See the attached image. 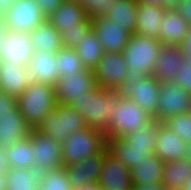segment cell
<instances>
[{
	"label": "cell",
	"mask_w": 191,
	"mask_h": 190,
	"mask_svg": "<svg viewBox=\"0 0 191 190\" xmlns=\"http://www.w3.org/2000/svg\"><path fill=\"white\" fill-rule=\"evenodd\" d=\"M111 123L105 132L106 139H117L148 126L154 119L130 99L111 109Z\"/></svg>",
	"instance_id": "cell-7"
},
{
	"label": "cell",
	"mask_w": 191,
	"mask_h": 190,
	"mask_svg": "<svg viewBox=\"0 0 191 190\" xmlns=\"http://www.w3.org/2000/svg\"><path fill=\"white\" fill-rule=\"evenodd\" d=\"M165 162L152 154L130 171L133 186L161 184Z\"/></svg>",
	"instance_id": "cell-26"
},
{
	"label": "cell",
	"mask_w": 191,
	"mask_h": 190,
	"mask_svg": "<svg viewBox=\"0 0 191 190\" xmlns=\"http://www.w3.org/2000/svg\"><path fill=\"white\" fill-rule=\"evenodd\" d=\"M13 1L14 0H0V16L11 7Z\"/></svg>",
	"instance_id": "cell-46"
},
{
	"label": "cell",
	"mask_w": 191,
	"mask_h": 190,
	"mask_svg": "<svg viewBox=\"0 0 191 190\" xmlns=\"http://www.w3.org/2000/svg\"><path fill=\"white\" fill-rule=\"evenodd\" d=\"M191 95L175 83H161L155 120L164 122L172 116L189 112Z\"/></svg>",
	"instance_id": "cell-11"
},
{
	"label": "cell",
	"mask_w": 191,
	"mask_h": 190,
	"mask_svg": "<svg viewBox=\"0 0 191 190\" xmlns=\"http://www.w3.org/2000/svg\"><path fill=\"white\" fill-rule=\"evenodd\" d=\"M64 0H36L46 19L59 8Z\"/></svg>",
	"instance_id": "cell-40"
},
{
	"label": "cell",
	"mask_w": 191,
	"mask_h": 190,
	"mask_svg": "<svg viewBox=\"0 0 191 190\" xmlns=\"http://www.w3.org/2000/svg\"><path fill=\"white\" fill-rule=\"evenodd\" d=\"M0 21L7 31L31 33L47 19L36 0H14Z\"/></svg>",
	"instance_id": "cell-9"
},
{
	"label": "cell",
	"mask_w": 191,
	"mask_h": 190,
	"mask_svg": "<svg viewBox=\"0 0 191 190\" xmlns=\"http://www.w3.org/2000/svg\"><path fill=\"white\" fill-rule=\"evenodd\" d=\"M7 32L8 31L5 29L4 24L0 21V52Z\"/></svg>",
	"instance_id": "cell-47"
},
{
	"label": "cell",
	"mask_w": 191,
	"mask_h": 190,
	"mask_svg": "<svg viewBox=\"0 0 191 190\" xmlns=\"http://www.w3.org/2000/svg\"><path fill=\"white\" fill-rule=\"evenodd\" d=\"M91 22L104 52L121 53L124 50L131 34L123 26L112 23L105 16L91 19Z\"/></svg>",
	"instance_id": "cell-14"
},
{
	"label": "cell",
	"mask_w": 191,
	"mask_h": 190,
	"mask_svg": "<svg viewBox=\"0 0 191 190\" xmlns=\"http://www.w3.org/2000/svg\"><path fill=\"white\" fill-rule=\"evenodd\" d=\"M6 190H39V174L32 169L7 168Z\"/></svg>",
	"instance_id": "cell-32"
},
{
	"label": "cell",
	"mask_w": 191,
	"mask_h": 190,
	"mask_svg": "<svg viewBox=\"0 0 191 190\" xmlns=\"http://www.w3.org/2000/svg\"><path fill=\"white\" fill-rule=\"evenodd\" d=\"M175 11L191 25V0H180Z\"/></svg>",
	"instance_id": "cell-41"
},
{
	"label": "cell",
	"mask_w": 191,
	"mask_h": 190,
	"mask_svg": "<svg viewBox=\"0 0 191 190\" xmlns=\"http://www.w3.org/2000/svg\"><path fill=\"white\" fill-rule=\"evenodd\" d=\"M131 190H166L162 184L151 186H133Z\"/></svg>",
	"instance_id": "cell-43"
},
{
	"label": "cell",
	"mask_w": 191,
	"mask_h": 190,
	"mask_svg": "<svg viewBox=\"0 0 191 190\" xmlns=\"http://www.w3.org/2000/svg\"><path fill=\"white\" fill-rule=\"evenodd\" d=\"M47 20L61 35L63 47L68 49L74 50L81 38L92 29L84 6L67 0Z\"/></svg>",
	"instance_id": "cell-2"
},
{
	"label": "cell",
	"mask_w": 191,
	"mask_h": 190,
	"mask_svg": "<svg viewBox=\"0 0 191 190\" xmlns=\"http://www.w3.org/2000/svg\"><path fill=\"white\" fill-rule=\"evenodd\" d=\"M32 130L20 111L16 114L0 115V149L5 150L10 145L24 140Z\"/></svg>",
	"instance_id": "cell-21"
},
{
	"label": "cell",
	"mask_w": 191,
	"mask_h": 190,
	"mask_svg": "<svg viewBox=\"0 0 191 190\" xmlns=\"http://www.w3.org/2000/svg\"><path fill=\"white\" fill-rule=\"evenodd\" d=\"M29 83L26 66H18L0 60V91L17 99L26 90Z\"/></svg>",
	"instance_id": "cell-25"
},
{
	"label": "cell",
	"mask_w": 191,
	"mask_h": 190,
	"mask_svg": "<svg viewBox=\"0 0 191 190\" xmlns=\"http://www.w3.org/2000/svg\"><path fill=\"white\" fill-rule=\"evenodd\" d=\"M77 190H102L98 183H89Z\"/></svg>",
	"instance_id": "cell-49"
},
{
	"label": "cell",
	"mask_w": 191,
	"mask_h": 190,
	"mask_svg": "<svg viewBox=\"0 0 191 190\" xmlns=\"http://www.w3.org/2000/svg\"><path fill=\"white\" fill-rule=\"evenodd\" d=\"M93 73L97 86L116 90L125 81L129 72L122 53L105 52Z\"/></svg>",
	"instance_id": "cell-13"
},
{
	"label": "cell",
	"mask_w": 191,
	"mask_h": 190,
	"mask_svg": "<svg viewBox=\"0 0 191 190\" xmlns=\"http://www.w3.org/2000/svg\"><path fill=\"white\" fill-rule=\"evenodd\" d=\"M180 0H163L165 10H175Z\"/></svg>",
	"instance_id": "cell-44"
},
{
	"label": "cell",
	"mask_w": 191,
	"mask_h": 190,
	"mask_svg": "<svg viewBox=\"0 0 191 190\" xmlns=\"http://www.w3.org/2000/svg\"><path fill=\"white\" fill-rule=\"evenodd\" d=\"M161 83L155 76L140 77L128 73L125 81L116 91L124 99H130L155 120L156 106L159 101Z\"/></svg>",
	"instance_id": "cell-6"
},
{
	"label": "cell",
	"mask_w": 191,
	"mask_h": 190,
	"mask_svg": "<svg viewBox=\"0 0 191 190\" xmlns=\"http://www.w3.org/2000/svg\"><path fill=\"white\" fill-rule=\"evenodd\" d=\"M173 83L191 95V57L184 58L183 64L178 70Z\"/></svg>",
	"instance_id": "cell-37"
},
{
	"label": "cell",
	"mask_w": 191,
	"mask_h": 190,
	"mask_svg": "<svg viewBox=\"0 0 191 190\" xmlns=\"http://www.w3.org/2000/svg\"><path fill=\"white\" fill-rule=\"evenodd\" d=\"M160 24L157 39L163 46H180L190 31V25L175 10H166Z\"/></svg>",
	"instance_id": "cell-23"
},
{
	"label": "cell",
	"mask_w": 191,
	"mask_h": 190,
	"mask_svg": "<svg viewBox=\"0 0 191 190\" xmlns=\"http://www.w3.org/2000/svg\"><path fill=\"white\" fill-rule=\"evenodd\" d=\"M62 166L69 167L106 150L105 133L90 127L70 134L61 143Z\"/></svg>",
	"instance_id": "cell-4"
},
{
	"label": "cell",
	"mask_w": 191,
	"mask_h": 190,
	"mask_svg": "<svg viewBox=\"0 0 191 190\" xmlns=\"http://www.w3.org/2000/svg\"><path fill=\"white\" fill-rule=\"evenodd\" d=\"M87 127L83 117L69 106L57 104L36 129L44 137L63 143L70 134Z\"/></svg>",
	"instance_id": "cell-8"
},
{
	"label": "cell",
	"mask_w": 191,
	"mask_h": 190,
	"mask_svg": "<svg viewBox=\"0 0 191 190\" xmlns=\"http://www.w3.org/2000/svg\"><path fill=\"white\" fill-rule=\"evenodd\" d=\"M165 11L162 6L138 3L135 34L157 39Z\"/></svg>",
	"instance_id": "cell-24"
},
{
	"label": "cell",
	"mask_w": 191,
	"mask_h": 190,
	"mask_svg": "<svg viewBox=\"0 0 191 190\" xmlns=\"http://www.w3.org/2000/svg\"><path fill=\"white\" fill-rule=\"evenodd\" d=\"M97 87L92 70L85 69L68 77H60L55 87L56 101L58 104L70 107L83 97L86 91L95 90Z\"/></svg>",
	"instance_id": "cell-12"
},
{
	"label": "cell",
	"mask_w": 191,
	"mask_h": 190,
	"mask_svg": "<svg viewBox=\"0 0 191 190\" xmlns=\"http://www.w3.org/2000/svg\"><path fill=\"white\" fill-rule=\"evenodd\" d=\"M29 35L34 52L57 53L63 47L61 35L48 20Z\"/></svg>",
	"instance_id": "cell-27"
},
{
	"label": "cell",
	"mask_w": 191,
	"mask_h": 190,
	"mask_svg": "<svg viewBox=\"0 0 191 190\" xmlns=\"http://www.w3.org/2000/svg\"><path fill=\"white\" fill-rule=\"evenodd\" d=\"M56 53L34 52L26 64V75L30 83L36 82L57 86L60 75L57 72Z\"/></svg>",
	"instance_id": "cell-15"
},
{
	"label": "cell",
	"mask_w": 191,
	"mask_h": 190,
	"mask_svg": "<svg viewBox=\"0 0 191 190\" xmlns=\"http://www.w3.org/2000/svg\"><path fill=\"white\" fill-rule=\"evenodd\" d=\"M184 61L180 46H162L153 68V76L160 83H173Z\"/></svg>",
	"instance_id": "cell-20"
},
{
	"label": "cell",
	"mask_w": 191,
	"mask_h": 190,
	"mask_svg": "<svg viewBox=\"0 0 191 190\" xmlns=\"http://www.w3.org/2000/svg\"><path fill=\"white\" fill-rule=\"evenodd\" d=\"M69 2H74L76 4H79V5H83L84 7L89 3L91 2V0H67Z\"/></svg>",
	"instance_id": "cell-53"
},
{
	"label": "cell",
	"mask_w": 191,
	"mask_h": 190,
	"mask_svg": "<svg viewBox=\"0 0 191 190\" xmlns=\"http://www.w3.org/2000/svg\"><path fill=\"white\" fill-rule=\"evenodd\" d=\"M187 144L175 135L168 126L160 122L158 138L153 154L165 163L169 161H180L184 159Z\"/></svg>",
	"instance_id": "cell-19"
},
{
	"label": "cell",
	"mask_w": 191,
	"mask_h": 190,
	"mask_svg": "<svg viewBox=\"0 0 191 190\" xmlns=\"http://www.w3.org/2000/svg\"><path fill=\"white\" fill-rule=\"evenodd\" d=\"M188 113L191 115V99H190V105H189V112Z\"/></svg>",
	"instance_id": "cell-54"
},
{
	"label": "cell",
	"mask_w": 191,
	"mask_h": 190,
	"mask_svg": "<svg viewBox=\"0 0 191 190\" xmlns=\"http://www.w3.org/2000/svg\"><path fill=\"white\" fill-rule=\"evenodd\" d=\"M139 4H151L163 7V0H136Z\"/></svg>",
	"instance_id": "cell-48"
},
{
	"label": "cell",
	"mask_w": 191,
	"mask_h": 190,
	"mask_svg": "<svg viewBox=\"0 0 191 190\" xmlns=\"http://www.w3.org/2000/svg\"><path fill=\"white\" fill-rule=\"evenodd\" d=\"M39 190H73L65 167L39 174Z\"/></svg>",
	"instance_id": "cell-35"
},
{
	"label": "cell",
	"mask_w": 191,
	"mask_h": 190,
	"mask_svg": "<svg viewBox=\"0 0 191 190\" xmlns=\"http://www.w3.org/2000/svg\"><path fill=\"white\" fill-rule=\"evenodd\" d=\"M181 190H191V175L187 181H184L183 187Z\"/></svg>",
	"instance_id": "cell-52"
},
{
	"label": "cell",
	"mask_w": 191,
	"mask_h": 190,
	"mask_svg": "<svg viewBox=\"0 0 191 190\" xmlns=\"http://www.w3.org/2000/svg\"><path fill=\"white\" fill-rule=\"evenodd\" d=\"M7 170V161L5 151L0 149V173H5Z\"/></svg>",
	"instance_id": "cell-45"
},
{
	"label": "cell",
	"mask_w": 191,
	"mask_h": 190,
	"mask_svg": "<svg viewBox=\"0 0 191 190\" xmlns=\"http://www.w3.org/2000/svg\"><path fill=\"white\" fill-rule=\"evenodd\" d=\"M32 152L34 154L35 171L45 173L62 166L61 143L44 137L37 130L30 132Z\"/></svg>",
	"instance_id": "cell-10"
},
{
	"label": "cell",
	"mask_w": 191,
	"mask_h": 190,
	"mask_svg": "<svg viewBox=\"0 0 191 190\" xmlns=\"http://www.w3.org/2000/svg\"><path fill=\"white\" fill-rule=\"evenodd\" d=\"M184 160L191 163V144L187 145L186 152H185V155H184Z\"/></svg>",
	"instance_id": "cell-51"
},
{
	"label": "cell",
	"mask_w": 191,
	"mask_h": 190,
	"mask_svg": "<svg viewBox=\"0 0 191 190\" xmlns=\"http://www.w3.org/2000/svg\"><path fill=\"white\" fill-rule=\"evenodd\" d=\"M6 154L7 168L35 170L34 154L32 152L30 135L24 140L10 145L4 150Z\"/></svg>",
	"instance_id": "cell-30"
},
{
	"label": "cell",
	"mask_w": 191,
	"mask_h": 190,
	"mask_svg": "<svg viewBox=\"0 0 191 190\" xmlns=\"http://www.w3.org/2000/svg\"><path fill=\"white\" fill-rule=\"evenodd\" d=\"M106 149L113 158L119 160L129 171L147 160L154 150L131 148L129 142L123 137L106 139Z\"/></svg>",
	"instance_id": "cell-22"
},
{
	"label": "cell",
	"mask_w": 191,
	"mask_h": 190,
	"mask_svg": "<svg viewBox=\"0 0 191 190\" xmlns=\"http://www.w3.org/2000/svg\"><path fill=\"white\" fill-rule=\"evenodd\" d=\"M137 5L136 0H115L105 17L112 23L123 26L131 35L135 34Z\"/></svg>",
	"instance_id": "cell-28"
},
{
	"label": "cell",
	"mask_w": 191,
	"mask_h": 190,
	"mask_svg": "<svg viewBox=\"0 0 191 190\" xmlns=\"http://www.w3.org/2000/svg\"><path fill=\"white\" fill-rule=\"evenodd\" d=\"M0 190H6V175L0 173Z\"/></svg>",
	"instance_id": "cell-50"
},
{
	"label": "cell",
	"mask_w": 191,
	"mask_h": 190,
	"mask_svg": "<svg viewBox=\"0 0 191 190\" xmlns=\"http://www.w3.org/2000/svg\"><path fill=\"white\" fill-rule=\"evenodd\" d=\"M184 58H190L191 57V25H190V31L185 39V41L180 45Z\"/></svg>",
	"instance_id": "cell-42"
},
{
	"label": "cell",
	"mask_w": 191,
	"mask_h": 190,
	"mask_svg": "<svg viewBox=\"0 0 191 190\" xmlns=\"http://www.w3.org/2000/svg\"><path fill=\"white\" fill-rule=\"evenodd\" d=\"M115 0H91L84 8L90 19L105 16Z\"/></svg>",
	"instance_id": "cell-38"
},
{
	"label": "cell",
	"mask_w": 191,
	"mask_h": 190,
	"mask_svg": "<svg viewBox=\"0 0 191 190\" xmlns=\"http://www.w3.org/2000/svg\"><path fill=\"white\" fill-rule=\"evenodd\" d=\"M18 111L17 99L0 91V115L16 114Z\"/></svg>",
	"instance_id": "cell-39"
},
{
	"label": "cell",
	"mask_w": 191,
	"mask_h": 190,
	"mask_svg": "<svg viewBox=\"0 0 191 190\" xmlns=\"http://www.w3.org/2000/svg\"><path fill=\"white\" fill-rule=\"evenodd\" d=\"M158 39L132 34L121 52L129 73L140 77L153 76V68L162 48Z\"/></svg>",
	"instance_id": "cell-5"
},
{
	"label": "cell",
	"mask_w": 191,
	"mask_h": 190,
	"mask_svg": "<svg viewBox=\"0 0 191 190\" xmlns=\"http://www.w3.org/2000/svg\"><path fill=\"white\" fill-rule=\"evenodd\" d=\"M191 175V163L186 160L165 163L161 184L166 190H181Z\"/></svg>",
	"instance_id": "cell-31"
},
{
	"label": "cell",
	"mask_w": 191,
	"mask_h": 190,
	"mask_svg": "<svg viewBox=\"0 0 191 190\" xmlns=\"http://www.w3.org/2000/svg\"><path fill=\"white\" fill-rule=\"evenodd\" d=\"M55 61L58 63L56 69L60 77H68V75L80 73L85 70L81 59L73 49L62 47L56 53Z\"/></svg>",
	"instance_id": "cell-34"
},
{
	"label": "cell",
	"mask_w": 191,
	"mask_h": 190,
	"mask_svg": "<svg viewBox=\"0 0 191 190\" xmlns=\"http://www.w3.org/2000/svg\"><path fill=\"white\" fill-rule=\"evenodd\" d=\"M122 98L116 90L98 86L95 90L86 91L70 107L83 117L87 127L105 133L111 123V109L119 105Z\"/></svg>",
	"instance_id": "cell-1"
},
{
	"label": "cell",
	"mask_w": 191,
	"mask_h": 190,
	"mask_svg": "<svg viewBox=\"0 0 191 190\" xmlns=\"http://www.w3.org/2000/svg\"><path fill=\"white\" fill-rule=\"evenodd\" d=\"M160 122L153 120L148 126L129 133L123 138L129 142L131 148L154 149L158 138Z\"/></svg>",
	"instance_id": "cell-33"
},
{
	"label": "cell",
	"mask_w": 191,
	"mask_h": 190,
	"mask_svg": "<svg viewBox=\"0 0 191 190\" xmlns=\"http://www.w3.org/2000/svg\"><path fill=\"white\" fill-rule=\"evenodd\" d=\"M163 123L187 145L191 144V115L189 113L172 116Z\"/></svg>",
	"instance_id": "cell-36"
},
{
	"label": "cell",
	"mask_w": 191,
	"mask_h": 190,
	"mask_svg": "<svg viewBox=\"0 0 191 190\" xmlns=\"http://www.w3.org/2000/svg\"><path fill=\"white\" fill-rule=\"evenodd\" d=\"M33 53L29 33L8 31L0 52V60L26 66Z\"/></svg>",
	"instance_id": "cell-16"
},
{
	"label": "cell",
	"mask_w": 191,
	"mask_h": 190,
	"mask_svg": "<svg viewBox=\"0 0 191 190\" xmlns=\"http://www.w3.org/2000/svg\"><path fill=\"white\" fill-rule=\"evenodd\" d=\"M86 70H94L104 55L102 44L99 42L93 28L81 38L77 47L74 49Z\"/></svg>",
	"instance_id": "cell-29"
},
{
	"label": "cell",
	"mask_w": 191,
	"mask_h": 190,
	"mask_svg": "<svg viewBox=\"0 0 191 190\" xmlns=\"http://www.w3.org/2000/svg\"><path fill=\"white\" fill-rule=\"evenodd\" d=\"M55 87L48 84L29 83L17 98V106L25 122L36 130L57 105Z\"/></svg>",
	"instance_id": "cell-3"
},
{
	"label": "cell",
	"mask_w": 191,
	"mask_h": 190,
	"mask_svg": "<svg viewBox=\"0 0 191 190\" xmlns=\"http://www.w3.org/2000/svg\"><path fill=\"white\" fill-rule=\"evenodd\" d=\"M102 190H131L130 171L107 151L98 182Z\"/></svg>",
	"instance_id": "cell-18"
},
{
	"label": "cell",
	"mask_w": 191,
	"mask_h": 190,
	"mask_svg": "<svg viewBox=\"0 0 191 190\" xmlns=\"http://www.w3.org/2000/svg\"><path fill=\"white\" fill-rule=\"evenodd\" d=\"M106 156L107 149L102 153H98L97 155L80 161L79 164L65 167L68 181L73 190H77L89 183L98 182L102 165Z\"/></svg>",
	"instance_id": "cell-17"
}]
</instances>
